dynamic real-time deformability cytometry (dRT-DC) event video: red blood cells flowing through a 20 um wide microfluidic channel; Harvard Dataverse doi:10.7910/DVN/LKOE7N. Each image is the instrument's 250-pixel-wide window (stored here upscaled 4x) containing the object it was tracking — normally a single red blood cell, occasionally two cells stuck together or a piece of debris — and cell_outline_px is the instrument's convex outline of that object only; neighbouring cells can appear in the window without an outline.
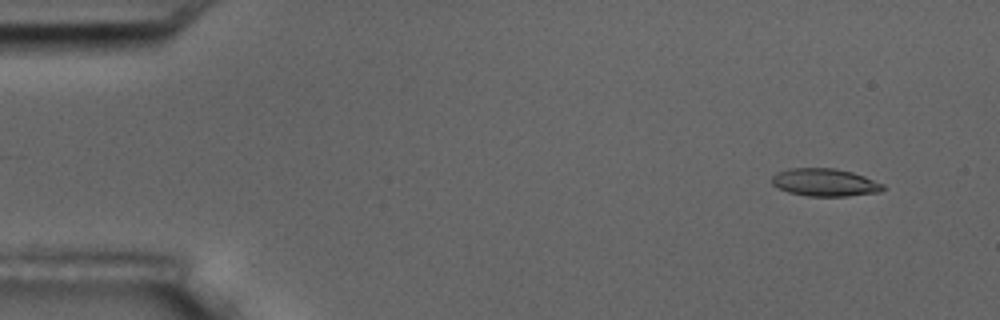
{"species": "common noctule bat (a hibernating species)", "species_latin": "Nyctalus noctula", "temperature_condition": "room temperature", "stored_images_in_passage": 6, "camera_frame_rate_fps": 3000, "um_per_image_px": 0.085, "animal": {"sex": "male", "body_mass_g": 17.5, "forearm_length_mm": 52.3}, "frame": {"image": 1, "passage_image": 2, "time_ms": 1.333, "image_size_px": [1000, 320], "cell_outline_px": [[888, 188], [880, 192], [848, 196], [808, 196], [788, 192], [772, 184], [772, 176], [776, 172], [788, 168], [836, 168], [852, 172], [864, 176], [884, 184]], "centroid_in_image_um": [70.14, 15.5], "position_along_channel_um": 14.9, "area_um2": 18.09}}
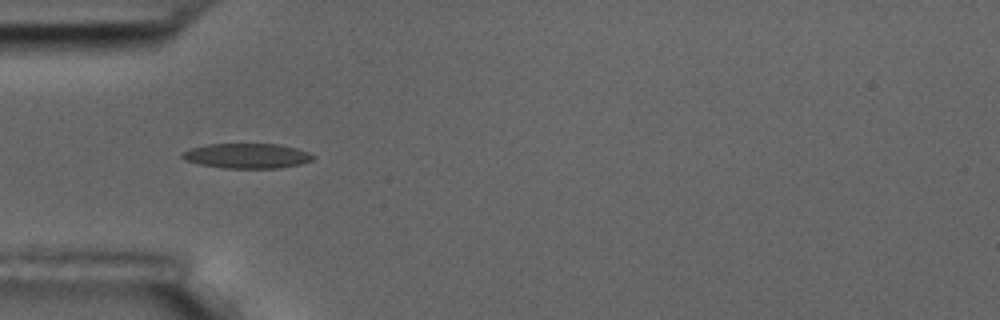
{"frame": {"image": 2, "passage_image": 5, "time_ms": 5.667, "image_size_px": [1000, 320], "cell_outline_px": [[316, 156], [312, 160], [300, 164], [276, 168], [224, 168], [200, 164], [184, 160], [180, 156], [180, 152], [188, 148], [208, 144], [280, 144], [296, 148], [308, 152]], "centroid_in_image_um": [20.95, 13.24], "position_along_channel_um": 64.1, "area_um2": 19.13}}